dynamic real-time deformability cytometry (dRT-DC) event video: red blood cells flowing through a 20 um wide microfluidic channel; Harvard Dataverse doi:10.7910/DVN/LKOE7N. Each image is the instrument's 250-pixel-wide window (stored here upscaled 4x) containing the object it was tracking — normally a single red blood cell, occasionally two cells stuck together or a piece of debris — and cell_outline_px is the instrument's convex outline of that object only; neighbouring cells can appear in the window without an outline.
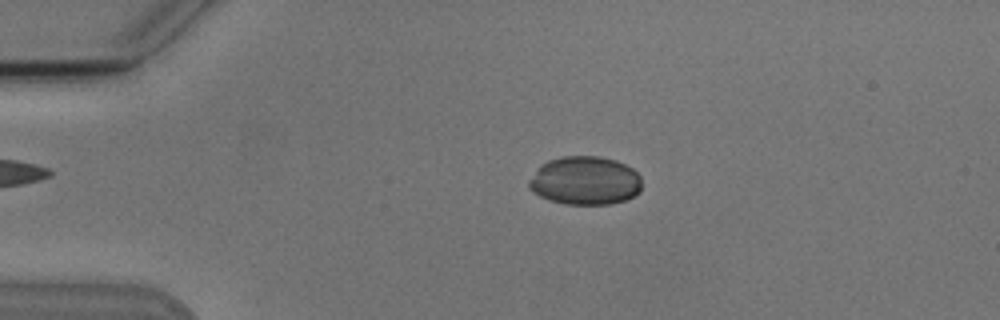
{"species": "Egyptian fruit bat (a non-hibernating species)", "species_latin": "Rousettus aegyptiacus", "temperature_condition": "cold", "stored_images_in_passage": 6, "camera_frame_rate_fps": 3000, "um_per_image_px": 0.085, "animal": {"sex": "male"}, "frame": {"image": 1, "passage_image": 3, "time_ms": 2.667, "image_size_px": [1000, 320], "cell_outline_px": [[640, 192], [624, 200], [608, 204], [568, 204], [548, 200], [540, 196], [528, 184], [528, 180], [536, 168], [540, 164], [548, 160], [560, 156], [600, 156], [616, 160], [632, 168], [640, 176]], "centroid_in_image_um": [49.71, 15.33], "position_along_channel_um": 35.3, "area_um2": 31.91}}
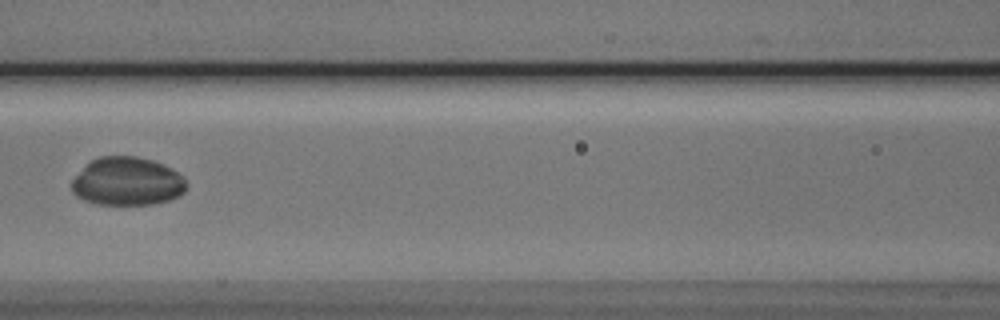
{"frame": {"image": 2, "passage_image": 6, "time_ms": 7.0, "image_size_px": [1000, 320], "cell_outline_px": [[184, 192], [180, 196], [168, 200], [152, 204], [96, 204], [84, 200], [76, 196], [72, 192], [72, 180], [92, 160], [100, 156], [136, 156], [152, 160], [164, 164], [184, 176]], "centroid_in_image_um": [10.82, 15.42], "position_along_channel_um": 155.8, "area_um2": 32.08}}